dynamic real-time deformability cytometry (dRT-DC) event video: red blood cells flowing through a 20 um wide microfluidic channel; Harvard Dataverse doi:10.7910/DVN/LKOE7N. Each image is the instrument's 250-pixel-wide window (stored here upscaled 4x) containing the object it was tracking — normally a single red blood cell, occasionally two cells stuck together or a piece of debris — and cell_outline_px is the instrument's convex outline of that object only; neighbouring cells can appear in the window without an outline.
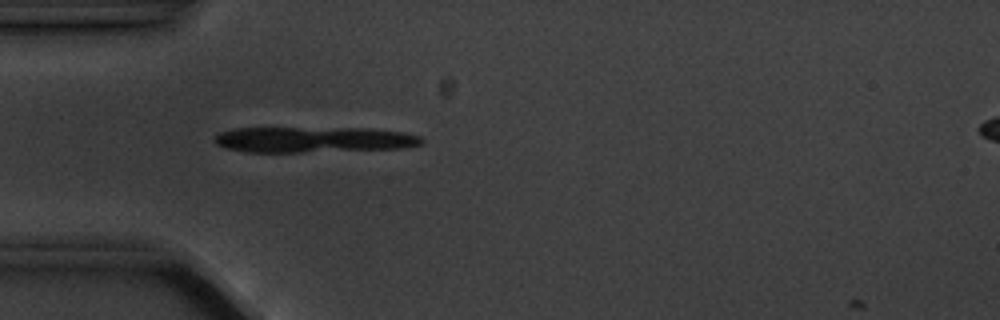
{"species": "common noctule bat (a hibernating species)", "species_latin": "Nyctalus noctula", "temperature_condition": "cold", "stored_images_in_passage": 2, "camera_frame_rate_fps": 3000, "um_per_image_px": 0.085, "animal": {"sex": "male", "body_mass_g": 20.1, "forearm_length_mm": 53.5}, "frame": {"image": 1, "passage_image": 2, "time_ms": 1.0, "image_size_px": [1000, 320], "cell_outline_px": [[424, 144], [404, 148], [300, 152], [244, 152], [224, 148], [216, 144], [212, 140], [220, 132], [232, 128], [372, 128], [404, 132], [420, 136], [424, 140]], "centroid_in_image_um": [26.65, 11.86], "position_along_channel_um": 58.3, "area_um2": 31.39}}